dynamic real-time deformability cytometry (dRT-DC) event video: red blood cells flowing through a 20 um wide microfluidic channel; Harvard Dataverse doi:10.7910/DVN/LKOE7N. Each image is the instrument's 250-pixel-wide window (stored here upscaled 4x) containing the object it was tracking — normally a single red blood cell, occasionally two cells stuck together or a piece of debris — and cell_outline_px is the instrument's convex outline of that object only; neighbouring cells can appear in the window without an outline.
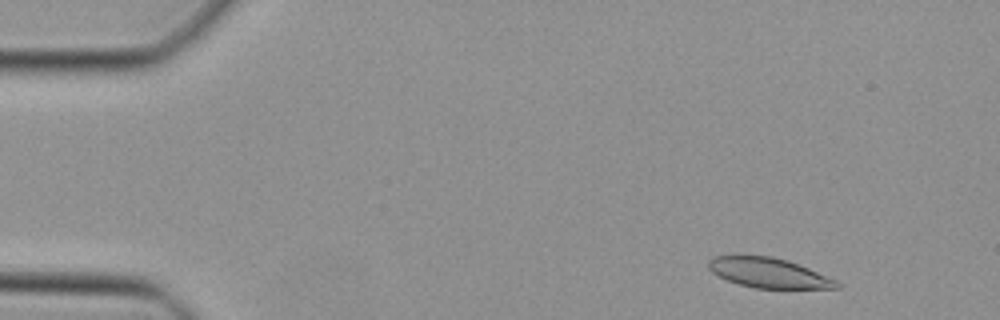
{"species": "Egyptian fruit bat (a non-hibernating species)", "species_latin": "Rousettus aegyptiacus", "temperature_condition": "cold", "stored_images_in_passage": 40, "camera_frame_rate_fps": 3000, "um_per_image_px": 0.085, "animal": {"sex": "female"}, "frame": {"image": 1, "passage_image": 3, "time_ms": 0.667, "image_size_px": [1000, 320], "cell_outline_px": [[840, 288], [756, 288], [740, 284], [728, 280], [712, 272], [708, 268], [708, 260], [716, 256], [732, 252], [772, 256], [788, 260], [808, 268], [836, 280], [840, 284]], "centroid_in_image_um": [65.26, 23.13], "position_along_channel_um": 19.7, "area_um2": 22.77}}
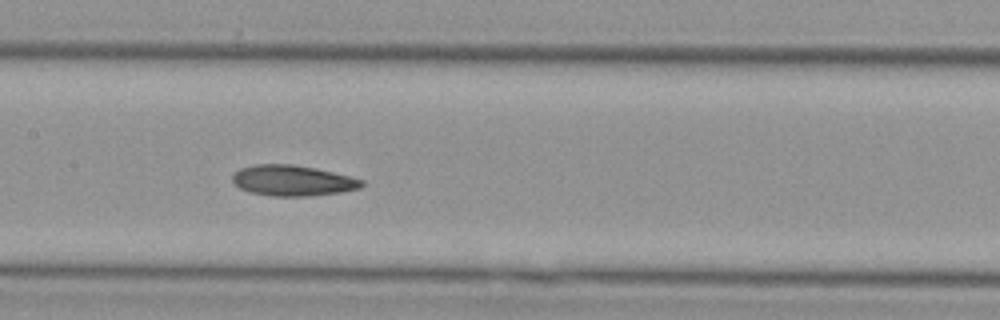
{"frame": {"image": 2, "passage_image": 21, "time_ms": 6.667, "image_size_px": [1000, 320], "cell_outline_px": [[364, 184], [360, 188], [340, 192], [308, 196], [272, 196], [248, 192], [240, 188], [232, 180], [232, 176], [240, 168], [256, 164], [292, 164], [316, 168], [364, 180]], "centroid_in_image_um": [24.86, 15.35], "position_along_channel_um": 182.5, "area_um2": 23.0}}
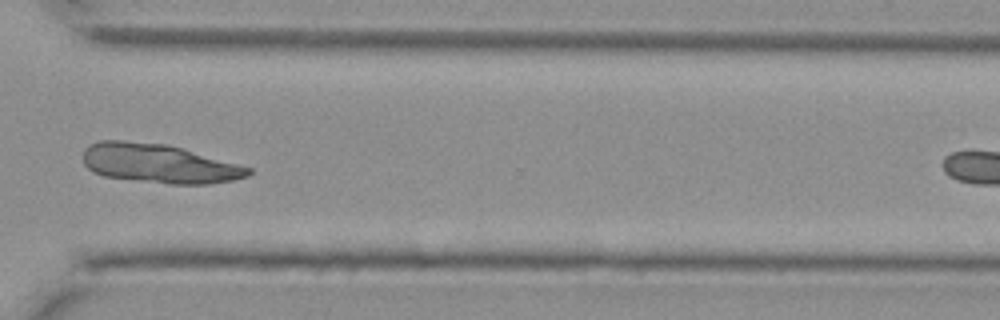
{"frame": {"image": 3, "passage_image": 33, "time_ms": 10.667, "image_size_px": [1000, 320], "cell_outline_px": [[252, 172], [248, 176], [236, 180], [208, 184], [172, 184], [104, 176], [92, 172], [84, 164], [84, 148], [88, 144], [100, 140], [124, 140], [168, 144], [252, 168]], "centroid_in_image_um": [13.51, 13.89], "position_along_channel_um": 357.1, "area_um2": 37.74}}